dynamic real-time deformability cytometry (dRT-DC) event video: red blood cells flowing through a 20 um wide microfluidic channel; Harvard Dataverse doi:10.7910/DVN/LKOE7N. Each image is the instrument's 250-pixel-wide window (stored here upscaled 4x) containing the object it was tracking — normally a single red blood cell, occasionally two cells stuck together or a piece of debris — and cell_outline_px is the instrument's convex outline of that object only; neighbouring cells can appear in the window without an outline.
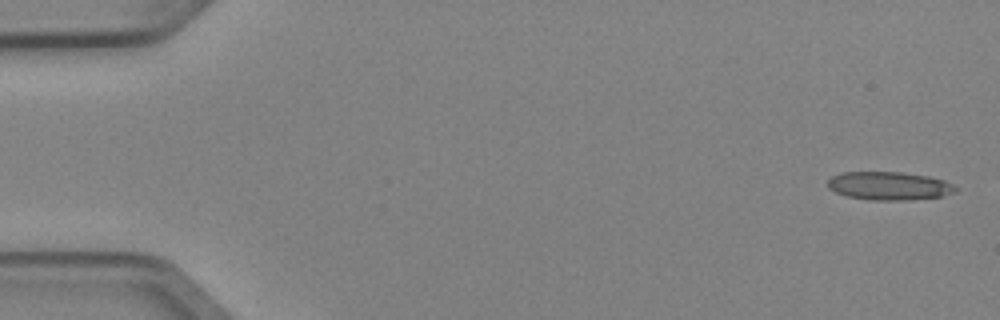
{"species": "Egyptian fruit bat (a non-hibernating species)", "species_latin": "Rousettus aegyptiacus", "temperature_condition": "cold", "stored_images_in_passage": 3, "camera_frame_rate_fps": 3000, "um_per_image_px": 0.085, "animal": {"sex": "female"}, "frame": {"image": 1, "passage_image": 1, "time_ms": 0.0, "image_size_px": [1000, 320], "cell_outline_px": [[960, 188], [956, 192], [940, 196], [908, 200], [868, 200], [848, 196], [836, 192], [828, 188], [824, 184], [832, 176], [840, 172], [900, 172], [928, 176], [944, 180]], "centroid_in_image_um": [75.55, 15.79], "position_along_channel_um": 9.4, "area_um2": 21.21}}